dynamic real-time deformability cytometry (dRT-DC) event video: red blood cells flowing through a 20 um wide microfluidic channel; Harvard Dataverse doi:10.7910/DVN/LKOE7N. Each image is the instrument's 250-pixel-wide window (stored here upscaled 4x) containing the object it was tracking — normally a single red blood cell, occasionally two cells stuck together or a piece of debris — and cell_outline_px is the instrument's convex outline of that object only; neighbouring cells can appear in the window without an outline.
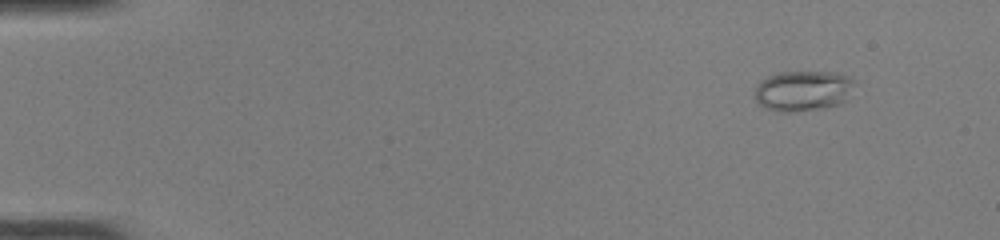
{"species": "common noctule bat (a hibernating species)", "species_latin": "Nyctalus noctula", "temperature_condition": "room temperature", "stored_images_in_passage": 46, "camera_frame_rate_fps": 3000, "um_per_image_px": 0.085, "animal": {"sex": "female", "body_mass_g": 22.0, "forearm_length_mm": 56.7}, "frame": {"image": 1, "passage_image": 1, "time_ms": 0.0, "image_size_px": [1000, 240], "cell_outline_px": [[852, 84], [844, 100], [840, 104], [824, 108], [788, 112], [780, 112], [768, 108], [760, 104], [756, 100], [756, 84], [768, 76], [780, 72], [836, 72], [848, 76], [852, 80]], "centroid_in_image_um": [68.22, 7.71], "position_along_channel_um": 16.8, "area_um2": 23.06}}
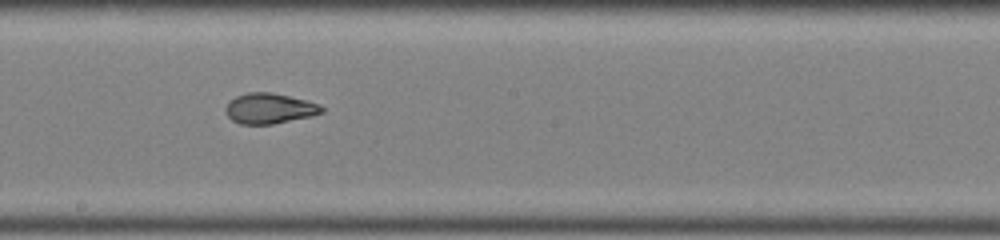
{"frame": {"image": 2, "passage_image": 25, "time_ms": 8.0, "image_size_px": [1000, 240], "cell_outline_px": [[324, 112], [312, 116], [272, 124], [240, 124], [232, 120], [224, 112], [224, 108], [236, 96], [248, 92], [272, 92], [320, 104], [324, 108]], "centroid_in_image_um": [22.9, 9.22], "position_along_channel_um": 225.3, "area_um2": 16.99}}
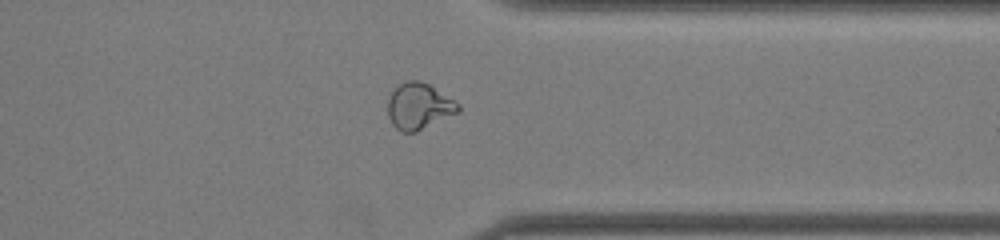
{"frame": {"image": 3, "passage_image": 36, "time_ms": 11.667, "image_size_px": [1000, 240], "cell_outline_px": [[460, 112], [416, 132], [400, 132], [392, 124], [388, 116], [388, 96], [396, 84], [404, 80], [420, 80], [428, 84], [460, 104]], "centroid_in_image_um": [35.58, 9.02], "position_along_channel_um": 375.8, "area_um2": 19.25}, "authors_computed_cell_mechanics": {"area_um2": 19.4208, "velocity_mm_per_s": 4.1261, "shape_relaxation_time_tau1_ms": null, "shape_relaxation_time_tau2_ms": 1.0028, "deformation_change_tau1": null, "deformation_change_tau2": 0.0528}}